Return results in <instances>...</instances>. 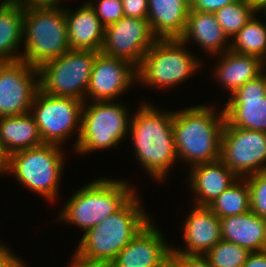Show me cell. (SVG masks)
<instances>
[{"instance_id":"9c48e42d","label":"cell","mask_w":266,"mask_h":267,"mask_svg":"<svg viewBox=\"0 0 266 267\" xmlns=\"http://www.w3.org/2000/svg\"><path fill=\"white\" fill-rule=\"evenodd\" d=\"M98 51L69 50L40 65L39 90L53 96L72 97L86 102L92 67Z\"/></svg>"},{"instance_id":"30bf717a","label":"cell","mask_w":266,"mask_h":267,"mask_svg":"<svg viewBox=\"0 0 266 267\" xmlns=\"http://www.w3.org/2000/svg\"><path fill=\"white\" fill-rule=\"evenodd\" d=\"M83 104L84 101L76 98L53 96L38 90L30 113L37 123L43 144L60 146L78 128L75 148L81 131Z\"/></svg>"},{"instance_id":"7a4b0ae2","label":"cell","mask_w":266,"mask_h":267,"mask_svg":"<svg viewBox=\"0 0 266 267\" xmlns=\"http://www.w3.org/2000/svg\"><path fill=\"white\" fill-rule=\"evenodd\" d=\"M209 105L190 106L173 114V133L178 160L193 166L220 159L225 124L223 110Z\"/></svg>"},{"instance_id":"d6986e66","label":"cell","mask_w":266,"mask_h":267,"mask_svg":"<svg viewBox=\"0 0 266 267\" xmlns=\"http://www.w3.org/2000/svg\"><path fill=\"white\" fill-rule=\"evenodd\" d=\"M68 42L71 50H94L101 52L105 27L91 6L86 2L71 12L65 9Z\"/></svg>"},{"instance_id":"60d3db41","label":"cell","mask_w":266,"mask_h":267,"mask_svg":"<svg viewBox=\"0 0 266 267\" xmlns=\"http://www.w3.org/2000/svg\"><path fill=\"white\" fill-rule=\"evenodd\" d=\"M261 10L264 11V14L266 15V3L258 9V11Z\"/></svg>"},{"instance_id":"484cf974","label":"cell","mask_w":266,"mask_h":267,"mask_svg":"<svg viewBox=\"0 0 266 267\" xmlns=\"http://www.w3.org/2000/svg\"><path fill=\"white\" fill-rule=\"evenodd\" d=\"M231 40V51L256 56L266 63V25L254 15Z\"/></svg>"},{"instance_id":"6da1fadb","label":"cell","mask_w":266,"mask_h":267,"mask_svg":"<svg viewBox=\"0 0 266 267\" xmlns=\"http://www.w3.org/2000/svg\"><path fill=\"white\" fill-rule=\"evenodd\" d=\"M137 110L129 128L136 159L154 180L161 181L178 160L173 133L174 111L161 112L149 103L141 104Z\"/></svg>"},{"instance_id":"ffe728a7","label":"cell","mask_w":266,"mask_h":267,"mask_svg":"<svg viewBox=\"0 0 266 267\" xmlns=\"http://www.w3.org/2000/svg\"><path fill=\"white\" fill-rule=\"evenodd\" d=\"M222 239L249 252L266 250V219L249 212L220 219Z\"/></svg>"},{"instance_id":"8d00e7d4","label":"cell","mask_w":266,"mask_h":267,"mask_svg":"<svg viewBox=\"0 0 266 267\" xmlns=\"http://www.w3.org/2000/svg\"><path fill=\"white\" fill-rule=\"evenodd\" d=\"M17 3L20 7H43V6H56L59 5L61 0H10Z\"/></svg>"},{"instance_id":"52a82bcc","label":"cell","mask_w":266,"mask_h":267,"mask_svg":"<svg viewBox=\"0 0 266 267\" xmlns=\"http://www.w3.org/2000/svg\"><path fill=\"white\" fill-rule=\"evenodd\" d=\"M186 46L179 38L157 39L137 68L138 83L171 88L192 76L201 68V61Z\"/></svg>"},{"instance_id":"277c9868","label":"cell","mask_w":266,"mask_h":267,"mask_svg":"<svg viewBox=\"0 0 266 267\" xmlns=\"http://www.w3.org/2000/svg\"><path fill=\"white\" fill-rule=\"evenodd\" d=\"M134 189L125 180L95 179L70 197L58 219L86 232L119 210L136 193Z\"/></svg>"},{"instance_id":"74e56055","label":"cell","mask_w":266,"mask_h":267,"mask_svg":"<svg viewBox=\"0 0 266 267\" xmlns=\"http://www.w3.org/2000/svg\"><path fill=\"white\" fill-rule=\"evenodd\" d=\"M73 260L70 262L69 267H109L108 264L103 262L87 261L79 257L76 253L73 255Z\"/></svg>"},{"instance_id":"cb8c5ba5","label":"cell","mask_w":266,"mask_h":267,"mask_svg":"<svg viewBox=\"0 0 266 267\" xmlns=\"http://www.w3.org/2000/svg\"><path fill=\"white\" fill-rule=\"evenodd\" d=\"M41 145L43 141L30 112L20 116L0 117V148L7 158L15 152Z\"/></svg>"},{"instance_id":"7402d4cb","label":"cell","mask_w":266,"mask_h":267,"mask_svg":"<svg viewBox=\"0 0 266 267\" xmlns=\"http://www.w3.org/2000/svg\"><path fill=\"white\" fill-rule=\"evenodd\" d=\"M179 39L185 44L189 43L190 40L196 41L195 43L200 45L202 50L212 56L230 49V43H226L229 40H227L228 38L219 25L215 14L192 10L191 8L185 30Z\"/></svg>"},{"instance_id":"f1b7e54d","label":"cell","mask_w":266,"mask_h":267,"mask_svg":"<svg viewBox=\"0 0 266 267\" xmlns=\"http://www.w3.org/2000/svg\"><path fill=\"white\" fill-rule=\"evenodd\" d=\"M250 253L247 249L222 239L204 257L211 267H242Z\"/></svg>"},{"instance_id":"2e32d148","label":"cell","mask_w":266,"mask_h":267,"mask_svg":"<svg viewBox=\"0 0 266 267\" xmlns=\"http://www.w3.org/2000/svg\"><path fill=\"white\" fill-rule=\"evenodd\" d=\"M149 221L109 264V267H169L172 248Z\"/></svg>"},{"instance_id":"f546056e","label":"cell","mask_w":266,"mask_h":267,"mask_svg":"<svg viewBox=\"0 0 266 267\" xmlns=\"http://www.w3.org/2000/svg\"><path fill=\"white\" fill-rule=\"evenodd\" d=\"M245 178L250 190V210L266 219V171Z\"/></svg>"},{"instance_id":"4dcf8cb0","label":"cell","mask_w":266,"mask_h":267,"mask_svg":"<svg viewBox=\"0 0 266 267\" xmlns=\"http://www.w3.org/2000/svg\"><path fill=\"white\" fill-rule=\"evenodd\" d=\"M87 2L94 10L101 24L106 27L125 17L121 0H96ZM96 4V5H95Z\"/></svg>"},{"instance_id":"d590c367","label":"cell","mask_w":266,"mask_h":267,"mask_svg":"<svg viewBox=\"0 0 266 267\" xmlns=\"http://www.w3.org/2000/svg\"><path fill=\"white\" fill-rule=\"evenodd\" d=\"M242 267H266V250L250 253Z\"/></svg>"},{"instance_id":"f35d334b","label":"cell","mask_w":266,"mask_h":267,"mask_svg":"<svg viewBox=\"0 0 266 267\" xmlns=\"http://www.w3.org/2000/svg\"><path fill=\"white\" fill-rule=\"evenodd\" d=\"M7 171V157L3 154L2 149L0 148V175L6 174Z\"/></svg>"},{"instance_id":"4fadbf2b","label":"cell","mask_w":266,"mask_h":267,"mask_svg":"<svg viewBox=\"0 0 266 267\" xmlns=\"http://www.w3.org/2000/svg\"><path fill=\"white\" fill-rule=\"evenodd\" d=\"M157 39L147 20L123 17L105 27L101 52L127 60L138 68L146 52Z\"/></svg>"},{"instance_id":"5b68a950","label":"cell","mask_w":266,"mask_h":267,"mask_svg":"<svg viewBox=\"0 0 266 267\" xmlns=\"http://www.w3.org/2000/svg\"><path fill=\"white\" fill-rule=\"evenodd\" d=\"M23 41L21 60L37 68L69 51L64 8L58 5L24 8Z\"/></svg>"},{"instance_id":"ba28073f","label":"cell","mask_w":266,"mask_h":267,"mask_svg":"<svg viewBox=\"0 0 266 267\" xmlns=\"http://www.w3.org/2000/svg\"><path fill=\"white\" fill-rule=\"evenodd\" d=\"M110 102H84L80 136L74 151L86 154L98 149L116 147L125 140L129 134L131 114H128L125 105Z\"/></svg>"},{"instance_id":"4316f807","label":"cell","mask_w":266,"mask_h":267,"mask_svg":"<svg viewBox=\"0 0 266 267\" xmlns=\"http://www.w3.org/2000/svg\"><path fill=\"white\" fill-rule=\"evenodd\" d=\"M208 207L220 219L249 212L250 190L246 178H238Z\"/></svg>"},{"instance_id":"8992f818","label":"cell","mask_w":266,"mask_h":267,"mask_svg":"<svg viewBox=\"0 0 266 267\" xmlns=\"http://www.w3.org/2000/svg\"><path fill=\"white\" fill-rule=\"evenodd\" d=\"M63 155L61 147L55 144L21 150L7 158L6 173H13L25 188L52 202L59 194Z\"/></svg>"},{"instance_id":"ab89813d","label":"cell","mask_w":266,"mask_h":267,"mask_svg":"<svg viewBox=\"0 0 266 267\" xmlns=\"http://www.w3.org/2000/svg\"><path fill=\"white\" fill-rule=\"evenodd\" d=\"M257 9L266 3V0H249Z\"/></svg>"},{"instance_id":"e575fe53","label":"cell","mask_w":266,"mask_h":267,"mask_svg":"<svg viewBox=\"0 0 266 267\" xmlns=\"http://www.w3.org/2000/svg\"><path fill=\"white\" fill-rule=\"evenodd\" d=\"M23 263L5 243H0V267H26Z\"/></svg>"},{"instance_id":"3957f363","label":"cell","mask_w":266,"mask_h":267,"mask_svg":"<svg viewBox=\"0 0 266 267\" xmlns=\"http://www.w3.org/2000/svg\"><path fill=\"white\" fill-rule=\"evenodd\" d=\"M135 193L119 210L89 228L74 251L87 261L110 264L151 220Z\"/></svg>"},{"instance_id":"83f0119b","label":"cell","mask_w":266,"mask_h":267,"mask_svg":"<svg viewBox=\"0 0 266 267\" xmlns=\"http://www.w3.org/2000/svg\"><path fill=\"white\" fill-rule=\"evenodd\" d=\"M258 12L249 0H237L217 10L214 14L225 35L233 38Z\"/></svg>"},{"instance_id":"603a6c76","label":"cell","mask_w":266,"mask_h":267,"mask_svg":"<svg viewBox=\"0 0 266 267\" xmlns=\"http://www.w3.org/2000/svg\"><path fill=\"white\" fill-rule=\"evenodd\" d=\"M217 63L214 76L222 87L230 90L232 95L242 85L266 71V63L256 56L239 54L230 49Z\"/></svg>"},{"instance_id":"8fae6325","label":"cell","mask_w":266,"mask_h":267,"mask_svg":"<svg viewBox=\"0 0 266 267\" xmlns=\"http://www.w3.org/2000/svg\"><path fill=\"white\" fill-rule=\"evenodd\" d=\"M220 159L239 178L266 171V132L224 124Z\"/></svg>"},{"instance_id":"1f68e13d","label":"cell","mask_w":266,"mask_h":267,"mask_svg":"<svg viewBox=\"0 0 266 267\" xmlns=\"http://www.w3.org/2000/svg\"><path fill=\"white\" fill-rule=\"evenodd\" d=\"M169 267H211L208 260L201 255H186L171 250Z\"/></svg>"},{"instance_id":"e0dca14e","label":"cell","mask_w":266,"mask_h":267,"mask_svg":"<svg viewBox=\"0 0 266 267\" xmlns=\"http://www.w3.org/2000/svg\"><path fill=\"white\" fill-rule=\"evenodd\" d=\"M185 249L172 247L174 252L204 256L222 240L221 222L209 207L195 206L183 223Z\"/></svg>"},{"instance_id":"9a60e30c","label":"cell","mask_w":266,"mask_h":267,"mask_svg":"<svg viewBox=\"0 0 266 267\" xmlns=\"http://www.w3.org/2000/svg\"><path fill=\"white\" fill-rule=\"evenodd\" d=\"M137 79V68L124 59L98 52L93 63L86 97L93 101H113Z\"/></svg>"},{"instance_id":"7c38bea8","label":"cell","mask_w":266,"mask_h":267,"mask_svg":"<svg viewBox=\"0 0 266 267\" xmlns=\"http://www.w3.org/2000/svg\"><path fill=\"white\" fill-rule=\"evenodd\" d=\"M37 77V67L22 60L0 62V117L30 112L39 90Z\"/></svg>"},{"instance_id":"5bb4252c","label":"cell","mask_w":266,"mask_h":267,"mask_svg":"<svg viewBox=\"0 0 266 267\" xmlns=\"http://www.w3.org/2000/svg\"><path fill=\"white\" fill-rule=\"evenodd\" d=\"M223 112L230 126L266 132V72L236 90L228 98Z\"/></svg>"},{"instance_id":"d4e9b609","label":"cell","mask_w":266,"mask_h":267,"mask_svg":"<svg viewBox=\"0 0 266 267\" xmlns=\"http://www.w3.org/2000/svg\"><path fill=\"white\" fill-rule=\"evenodd\" d=\"M23 30L24 9L10 0L0 2V62L21 60L17 49L23 42Z\"/></svg>"},{"instance_id":"44dd1931","label":"cell","mask_w":266,"mask_h":267,"mask_svg":"<svg viewBox=\"0 0 266 267\" xmlns=\"http://www.w3.org/2000/svg\"><path fill=\"white\" fill-rule=\"evenodd\" d=\"M191 0H148L147 21L158 39L179 38L186 27Z\"/></svg>"},{"instance_id":"ac0fdd59","label":"cell","mask_w":266,"mask_h":267,"mask_svg":"<svg viewBox=\"0 0 266 267\" xmlns=\"http://www.w3.org/2000/svg\"><path fill=\"white\" fill-rule=\"evenodd\" d=\"M191 190L195 193V206L208 207L239 177L221 159L191 166Z\"/></svg>"},{"instance_id":"836d02e7","label":"cell","mask_w":266,"mask_h":267,"mask_svg":"<svg viewBox=\"0 0 266 267\" xmlns=\"http://www.w3.org/2000/svg\"><path fill=\"white\" fill-rule=\"evenodd\" d=\"M237 0H191V9L201 12L215 13L226 5Z\"/></svg>"},{"instance_id":"d6a6232c","label":"cell","mask_w":266,"mask_h":267,"mask_svg":"<svg viewBox=\"0 0 266 267\" xmlns=\"http://www.w3.org/2000/svg\"><path fill=\"white\" fill-rule=\"evenodd\" d=\"M125 17L147 20L148 0H121Z\"/></svg>"}]
</instances>
